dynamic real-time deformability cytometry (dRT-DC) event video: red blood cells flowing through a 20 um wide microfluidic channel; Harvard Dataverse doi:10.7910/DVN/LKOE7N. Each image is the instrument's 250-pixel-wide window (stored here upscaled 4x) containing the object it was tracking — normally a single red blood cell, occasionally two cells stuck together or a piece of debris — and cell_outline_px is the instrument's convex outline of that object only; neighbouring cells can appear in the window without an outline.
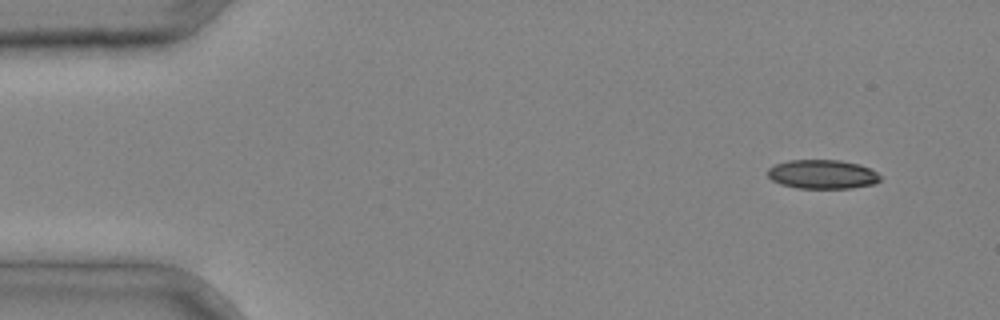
{"species": "common noctule bat (a hibernating species)", "species_latin": "Nyctalus noctula", "temperature_condition": "cold", "stored_images_in_passage": 4, "segment_of_instrument_passage": [1, 2], "camera_frame_rate_fps": 3000, "um_per_image_px": 0.085, "animal": {"sex": "male", "body_mass_g": 20.4}, "frame": {"image": 1, "passage_image": 1, "time_ms": 0.0, "image_size_px": [1000, 320], "cell_outline_px": [[880, 180], [872, 184], [852, 188], [796, 188], [780, 184], [772, 180], [768, 176], [768, 168], [776, 164], [788, 160], [840, 160], [860, 164], [876, 172], [880, 176]], "centroid_in_image_um": [69.88, 14.81], "position_along_channel_um": 15.1, "area_um2": 19.02}}